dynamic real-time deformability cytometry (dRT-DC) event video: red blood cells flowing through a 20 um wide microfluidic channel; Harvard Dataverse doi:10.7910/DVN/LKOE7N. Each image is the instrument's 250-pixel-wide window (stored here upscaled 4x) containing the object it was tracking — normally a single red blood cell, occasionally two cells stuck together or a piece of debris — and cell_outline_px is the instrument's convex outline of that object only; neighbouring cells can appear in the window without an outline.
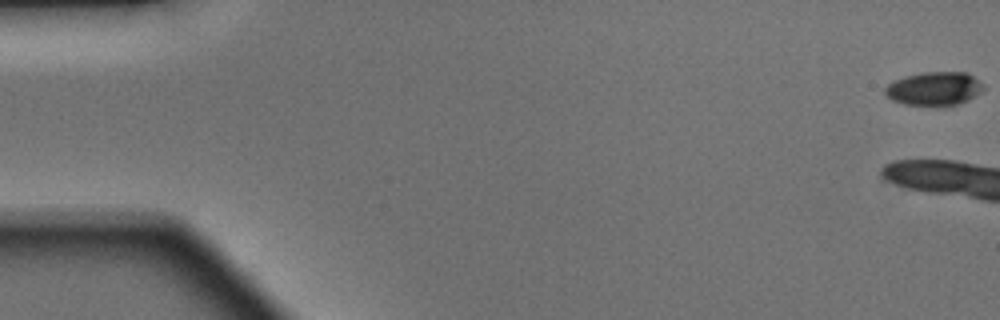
{"species": "Egyptian fruit bat (a non-hibernating species)", "species_latin": "Rousettus aegyptiacus", "temperature_condition": "warm", "stored_images_in_passage": 9, "camera_frame_rate_fps": 3000, "um_per_image_px": 0.085, "animal": {"sex": "male"}, "frame": {"image": 1, "passage_image": 1, "time_ms": 0.0, "image_size_px": [1000, 320], "cell_outline_px": [[984, 88], [980, 92], [968, 100], [944, 108], [904, 104], [892, 100], [884, 92], [884, 88], [888, 84], [904, 76], [920, 72], [968, 72], [984, 84]], "centroid_in_image_um": [79.42, 7.55], "position_along_channel_um": 5.6, "area_um2": 19.71}}